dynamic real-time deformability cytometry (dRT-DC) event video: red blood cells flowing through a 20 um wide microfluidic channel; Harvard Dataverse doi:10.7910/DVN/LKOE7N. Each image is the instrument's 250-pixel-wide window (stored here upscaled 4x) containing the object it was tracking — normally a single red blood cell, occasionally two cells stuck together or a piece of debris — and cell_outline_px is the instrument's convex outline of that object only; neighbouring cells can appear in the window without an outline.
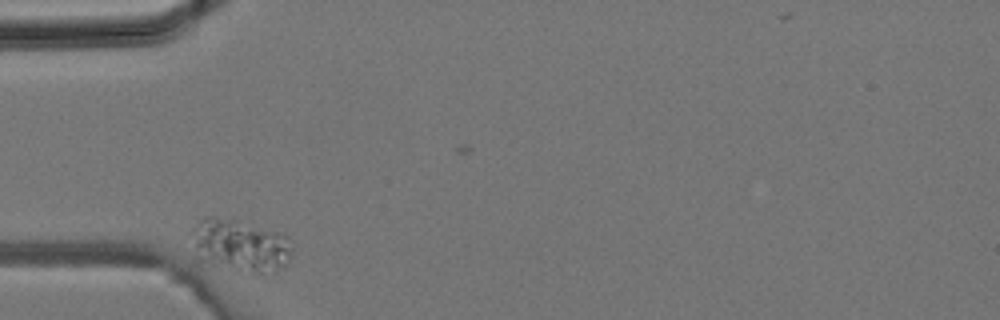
{"species": "common noctule bat (a hibernating species)", "species_latin": "Nyctalus noctula", "temperature_condition": "room temperature", "stored_images_in_passage": 3, "camera_frame_rate_fps": 3000, "um_per_image_px": 0.085, "animal": {"sex": "male", "body_mass_g": 19.2, "forearm_length_mm": 51.8}, "frame": {"image": 1, "passage_image": 1, "time_ms": 0.0, "image_size_px": [1000, 320], "cell_outline_px": [[292, 256], [280, 268], [260, 272], [252, 272], [236, 268], [208, 260], [196, 248], [192, 228], [204, 216], [212, 216], [236, 220], [280, 232], [292, 240]], "centroid_in_image_um": [20.53, 20.78], "position_along_channel_um": 64.5, "area_um2": 29.13}}
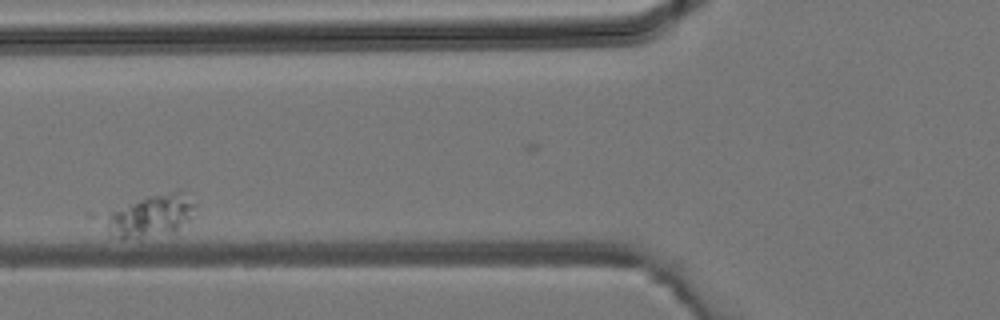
{"frame": {"image": 2, "passage_image": 2, "time_ms": 0.333, "image_size_px": [1000, 320], "cell_outline_px": [[196, 204], [192, 216], [176, 232], [140, 240], [120, 240], [108, 232], [100, 216], [108, 212], [148, 196], [176, 192], [184, 192]], "centroid_in_image_um": [12.74, 18.42], "position_along_channel_um": 113.1, "area_um2": 22.6}}
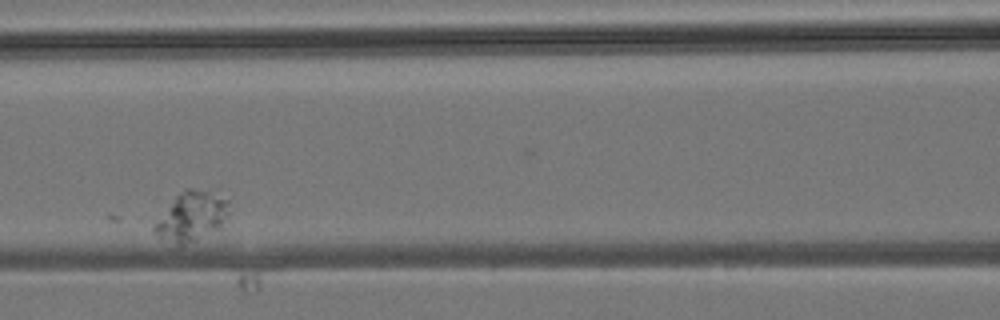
{"frame": {"image": 3, "passage_image": 3, "time_ms": 0.667, "image_size_px": [1000, 320], "cell_outline_px": [[232, 212], [220, 228], [180, 248], [168, 248], [152, 232], [152, 228], [176, 196], [184, 188], [220, 188], [232, 200]], "centroid_in_image_um": [16.38, 18.38], "position_along_channel_um": 150.2, "area_um2": 23.52}}